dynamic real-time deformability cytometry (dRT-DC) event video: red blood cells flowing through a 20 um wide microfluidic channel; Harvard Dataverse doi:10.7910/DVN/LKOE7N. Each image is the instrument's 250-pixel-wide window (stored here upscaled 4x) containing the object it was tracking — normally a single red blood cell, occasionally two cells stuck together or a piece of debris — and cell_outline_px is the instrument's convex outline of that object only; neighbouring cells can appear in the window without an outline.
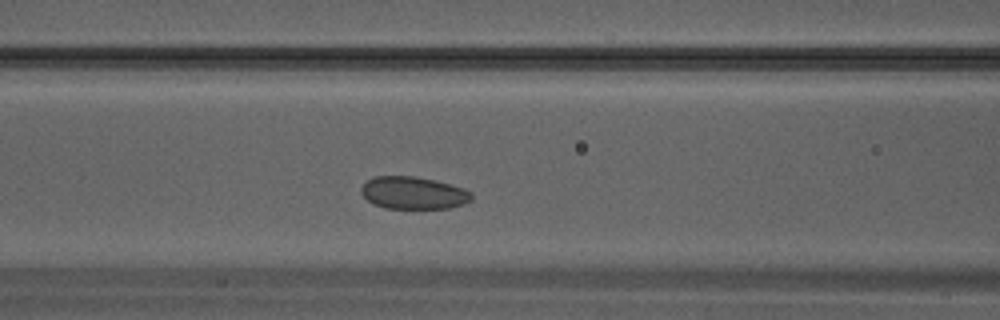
{"species": "Egyptian fruit bat (a non-hibernating species)", "species_latin": "Rousettus aegyptiacus", "temperature_condition": "warm", "stored_images_in_passage": 27, "camera_frame_rate_fps": 3000, "um_per_image_px": 0.085, "animal": {"sex": "male"}, "frame": {"image": 1, "passage_image": 8, "time_ms": 2.333, "image_size_px": [1000, 320], "cell_outline_px": [[472, 200], [464, 204], [448, 208], [384, 208], [372, 204], [360, 192], [360, 188], [368, 180], [376, 176], [416, 176], [436, 180], [464, 188], [472, 192]], "centroid_in_image_um": [35.15, 16.39], "position_along_channel_um": 131.5, "area_um2": 20.98}}
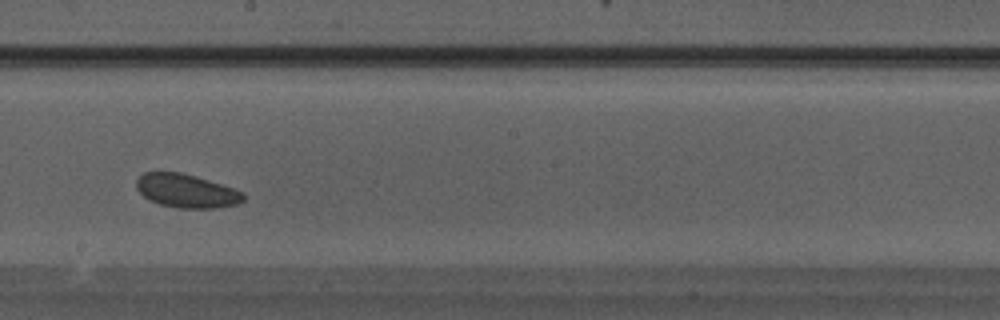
{"frame": {"image": 2, "passage_image": 13, "time_ms": 4.0, "image_size_px": [1000, 320], "cell_outline_px": [[244, 200], [240, 204], [216, 208], [180, 208], [160, 204], [148, 200], [136, 188], [136, 180], [144, 172], [180, 172], [196, 176], [244, 192]], "centroid_in_image_um": [15.85, 16.23], "position_along_channel_um": 232.3, "area_um2": 20.92}}
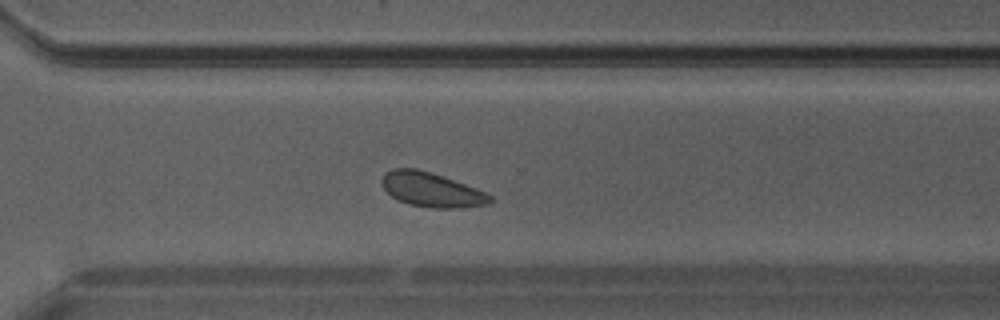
{"frame": {"image": 3, "passage_image": 18, "time_ms": 5.667, "image_size_px": [1000, 320], "cell_outline_px": [[492, 200], [488, 204], [464, 208], [432, 208], [408, 204], [392, 196], [380, 184], [380, 180], [384, 172], [392, 168], [416, 168], [432, 172], [464, 184], [484, 192], [492, 196]], "centroid_in_image_um": [36.63, 16.12], "position_along_channel_um": 334.0, "area_um2": 21.73}}